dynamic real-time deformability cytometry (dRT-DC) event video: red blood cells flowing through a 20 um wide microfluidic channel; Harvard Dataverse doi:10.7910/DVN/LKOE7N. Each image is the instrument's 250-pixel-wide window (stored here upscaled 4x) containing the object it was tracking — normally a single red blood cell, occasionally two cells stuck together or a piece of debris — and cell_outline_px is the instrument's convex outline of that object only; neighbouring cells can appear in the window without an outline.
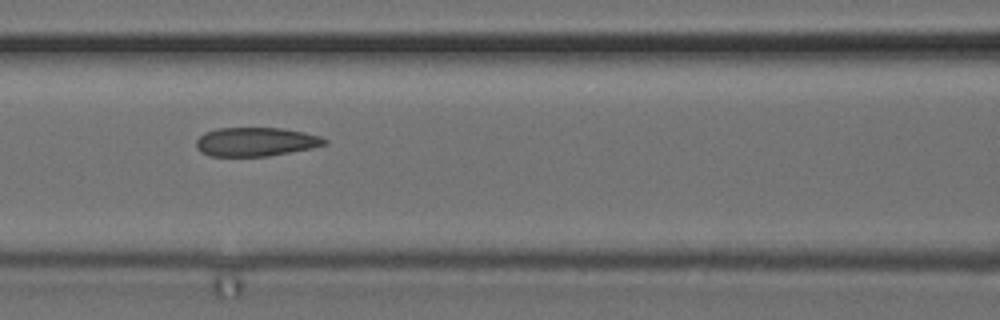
{"species": "common noctule bat (a hibernating species)", "species_latin": "Nyctalus noctula", "temperature_condition": "cold", "stored_images_in_passage": 9, "camera_frame_rate_fps": 3000, "um_per_image_px": 0.085, "animal": {"sex": "female", "body_mass_g": 24.6, "forearm_length_mm": 56.2}, "frame": {"image": 1, "passage_image": 6, "time_ms": 1.667, "image_size_px": [1000, 320], "cell_outline_px": [[328, 144], [312, 148], [268, 156], [208, 156], [200, 152], [196, 148], [196, 140], [204, 132], [216, 128], [284, 128], [304, 132], [320, 136], [328, 140]], "centroid_in_image_um": [21.73, 12.05], "position_along_channel_um": 144.9, "area_um2": 21.79}}
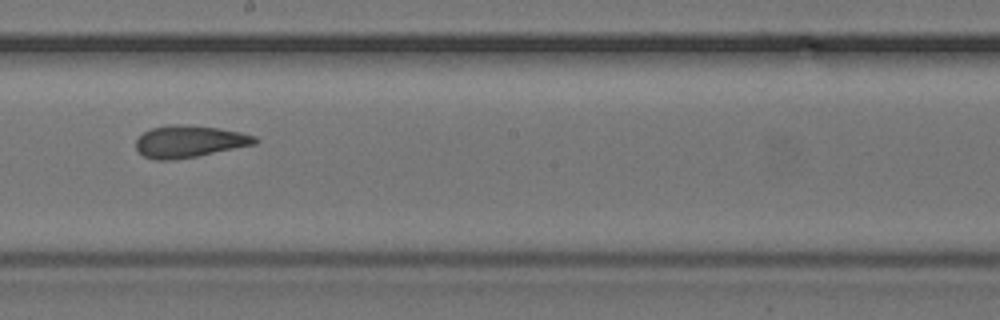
{"frame": {"image": 2, "passage_image": 8, "time_ms": 2.333, "image_size_px": [1000, 320], "cell_outline_px": [[260, 140], [256, 144], [176, 160], [156, 160], [144, 156], [136, 148], [136, 140], [144, 132], [152, 128], [168, 124], [180, 124], [216, 128], [240, 132], [256, 136]], "centroid_in_image_um": [16.09, 12.02], "position_along_channel_um": 232.1, "area_um2": 22.08}}
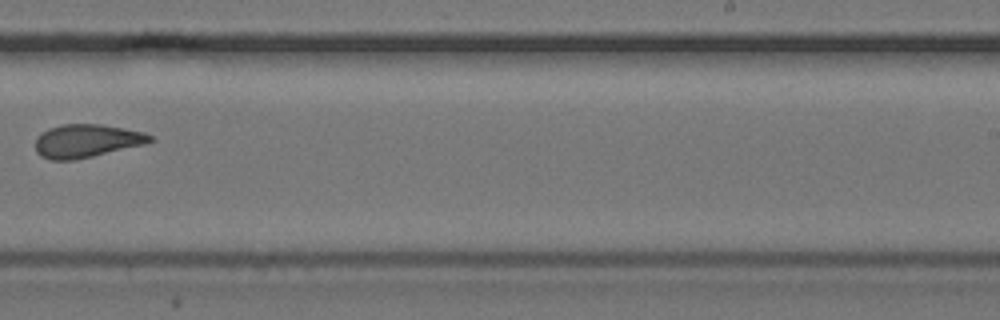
{"frame": {"image": 3, "passage_image": 9, "time_ms": 2.667, "image_size_px": [1000, 320], "cell_outline_px": [[156, 140], [144, 144], [92, 156], [72, 160], [52, 160], [40, 156], [36, 152], [36, 140], [48, 128], [60, 124], [100, 124], [144, 132], [152, 136]], "centroid_in_image_um": [7.37, 11.97], "position_along_channel_um": 281.6, "area_um2": 21.96}}